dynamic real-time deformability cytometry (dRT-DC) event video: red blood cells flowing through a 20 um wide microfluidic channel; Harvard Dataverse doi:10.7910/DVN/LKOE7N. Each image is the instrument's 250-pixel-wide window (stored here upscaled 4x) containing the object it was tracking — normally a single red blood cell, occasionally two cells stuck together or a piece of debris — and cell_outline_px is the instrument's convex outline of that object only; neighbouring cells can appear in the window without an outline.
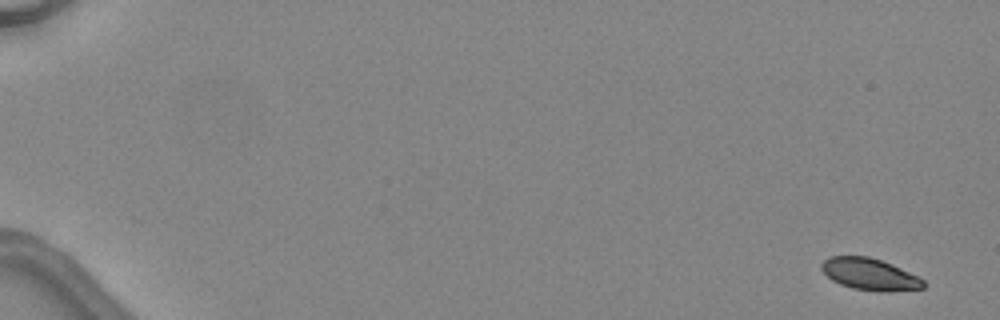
{"species": "common noctule bat (a hibernating species)", "species_latin": "Nyctalus noctula", "temperature_condition": "warm", "stored_images_in_passage": 5, "camera_frame_rate_fps": 3000, "um_per_image_px": 0.085, "animal": {"sex": "female", "body_mass_g": 24.6, "forearm_length_mm": 56.2}, "frame": {"image": 1, "passage_image": 1, "time_ms": 0.0, "image_size_px": [1000, 320], "cell_outline_px": [[924, 288], [888, 292], [880, 292], [852, 288], [840, 284], [832, 280], [820, 268], [820, 264], [828, 256], [868, 256], [892, 264], [920, 276], [924, 280]], "centroid_in_image_um": [73.94, 23.31], "position_along_channel_um": 11.1, "area_um2": 19.07}}
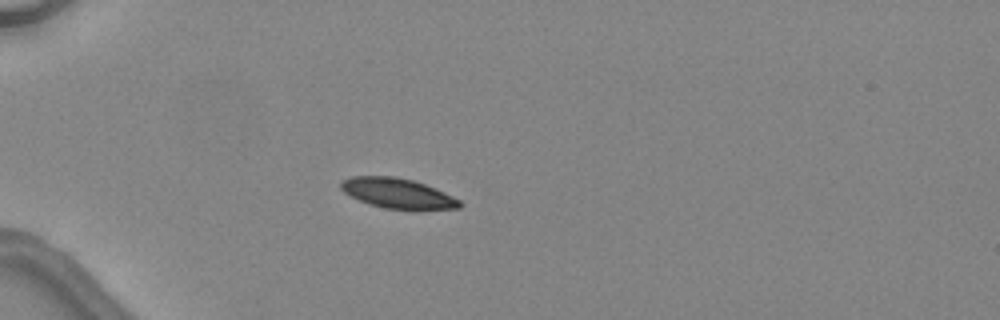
{"frame": {"image": 2, "passage_image": 5, "time_ms": 4.667, "image_size_px": [1000, 320], "cell_outline_px": [[464, 204], [460, 208], [416, 212], [384, 208], [368, 204], [344, 192], [340, 188], [340, 184], [344, 180], [352, 176], [396, 176], [412, 180], [436, 188], [460, 200]], "centroid_in_image_um": [33.88, 16.48], "position_along_channel_um": 51.1, "area_um2": 21.44}}